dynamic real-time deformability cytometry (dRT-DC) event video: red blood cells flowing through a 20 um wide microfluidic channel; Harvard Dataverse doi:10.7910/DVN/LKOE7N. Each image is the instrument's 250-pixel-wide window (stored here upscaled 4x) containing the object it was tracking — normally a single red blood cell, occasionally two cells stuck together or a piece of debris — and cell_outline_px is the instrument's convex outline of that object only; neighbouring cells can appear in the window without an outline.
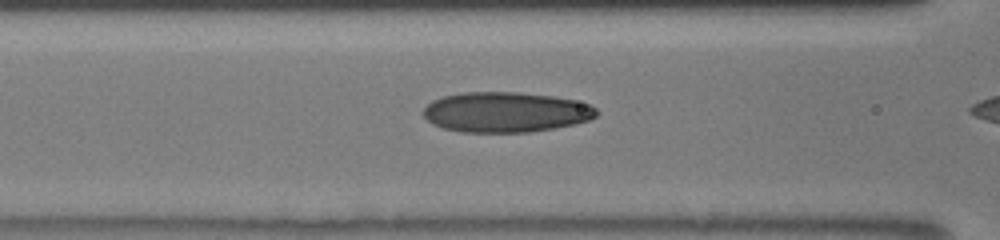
{"species": "human", "species_latin": "Homo sapiens", "temperature_condition": "room temperature", "stored_images_in_passage": 23, "camera_frame_rate_fps": 3000, "um_per_image_px": 0.085, "donor": {"sex": "male"}, "frame": {"image": 1, "passage_image": 22, "time_ms": 7.667, "image_size_px": [1000, 240], "cell_outline_px": [[596, 116], [588, 120], [576, 124], [528, 132], [464, 132], [444, 128], [432, 124], [424, 116], [424, 108], [432, 100], [444, 96], [464, 92], [520, 92], [552, 96], [576, 100], [588, 104], [596, 108]], "centroid_in_image_um": [42.98, 9.52], "position_along_channel_um": 123.6, "area_um2": 40.46}}